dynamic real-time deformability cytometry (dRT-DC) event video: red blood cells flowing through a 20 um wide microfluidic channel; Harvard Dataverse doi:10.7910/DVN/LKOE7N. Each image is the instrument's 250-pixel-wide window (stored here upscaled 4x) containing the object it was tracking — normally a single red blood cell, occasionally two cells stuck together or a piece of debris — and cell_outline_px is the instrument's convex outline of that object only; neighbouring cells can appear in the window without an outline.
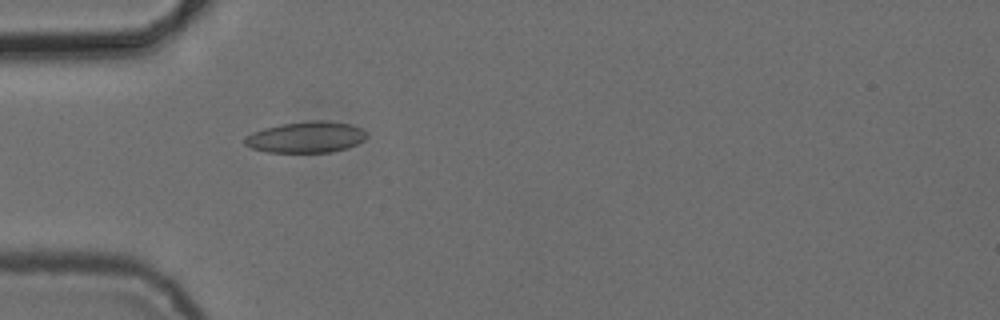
{"species": "common noctule bat (a hibernating species)", "species_latin": "Nyctalus noctula", "temperature_condition": "cold", "stored_images_in_passage": 4, "camera_frame_rate_fps": 3000, "um_per_image_px": 0.085, "animal": {"sex": "female", "body_mass_g": 24.6, "forearm_length_mm": 56.2}, "frame": {"image": 1, "passage_image": 4, "time_ms": 3.667, "image_size_px": [1000, 320], "cell_outline_px": [[368, 136], [364, 140], [348, 148], [332, 152], [268, 152], [252, 148], [244, 144], [244, 136], [252, 132], [264, 128], [280, 124], [308, 120], [328, 120], [352, 124], [360, 128]], "centroid_in_image_um": [26.01, 11.64], "position_along_channel_um": 59.0, "area_um2": 22.37}}